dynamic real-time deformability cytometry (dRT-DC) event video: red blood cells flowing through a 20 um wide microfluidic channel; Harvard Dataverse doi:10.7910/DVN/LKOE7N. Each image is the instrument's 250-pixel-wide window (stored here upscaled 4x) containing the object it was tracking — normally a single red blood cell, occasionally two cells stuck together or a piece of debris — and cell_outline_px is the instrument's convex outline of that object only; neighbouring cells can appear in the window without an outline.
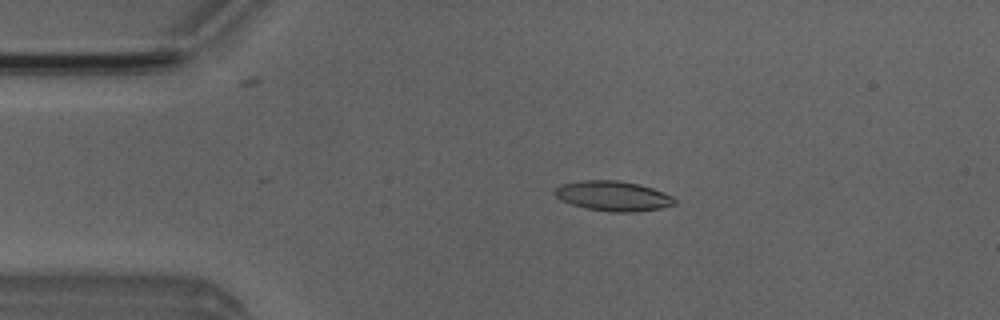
{"species": "Egyptian fruit bat (a non-hibernating species)", "species_latin": "Rousettus aegyptiacus", "temperature_condition": "room temperature", "stored_images_in_passage": 3, "camera_frame_rate_fps": 3000, "um_per_image_px": 0.085, "animal": {"sex": "male"}, "frame": {"image": 1, "passage_image": 2, "time_ms": 1.0, "image_size_px": [1000, 320], "cell_outline_px": [[676, 204], [660, 208], [636, 212], [612, 212], [584, 208], [560, 200], [552, 192], [560, 184], [580, 180], [616, 180], [640, 184], [652, 188], [672, 196], [676, 200]], "centroid_in_image_um": [52.08, 16.65], "position_along_channel_um": 32.9, "area_um2": 21.04}}